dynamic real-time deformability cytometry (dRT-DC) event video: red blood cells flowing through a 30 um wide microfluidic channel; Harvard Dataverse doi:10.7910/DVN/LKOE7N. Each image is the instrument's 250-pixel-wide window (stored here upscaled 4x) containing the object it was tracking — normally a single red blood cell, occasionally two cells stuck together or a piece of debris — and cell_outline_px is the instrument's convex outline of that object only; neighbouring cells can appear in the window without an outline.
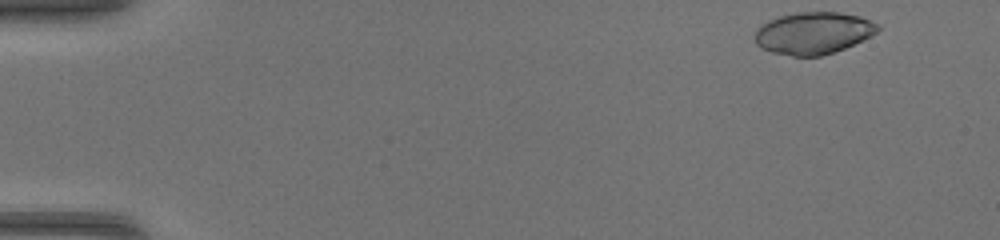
{"species": "common noctule bat (a hibernating species)", "species_latin": "Nyctalus noctula", "temperature_condition": "warm", "stored_images_in_passage": 43, "camera_frame_rate_fps": 3000, "um_per_image_px": 0.085, "animal": {"sex": "female", "body_mass_g": 17.0, "forearm_length_mm": 48.0}, "frame": {"image": 1, "passage_image": 1, "time_ms": 0.0, "image_size_px": [1000, 240], "cell_outline_px": [[880, 28], [876, 32], [844, 48], [820, 56], [792, 56], [772, 52], [760, 48], [756, 44], [756, 28], [768, 20], [780, 16], [796, 12], [840, 12], [860, 16], [880, 24]], "centroid_in_image_um": [69.11, 2.8], "position_along_channel_um": 15.9, "area_um2": 29.94}}